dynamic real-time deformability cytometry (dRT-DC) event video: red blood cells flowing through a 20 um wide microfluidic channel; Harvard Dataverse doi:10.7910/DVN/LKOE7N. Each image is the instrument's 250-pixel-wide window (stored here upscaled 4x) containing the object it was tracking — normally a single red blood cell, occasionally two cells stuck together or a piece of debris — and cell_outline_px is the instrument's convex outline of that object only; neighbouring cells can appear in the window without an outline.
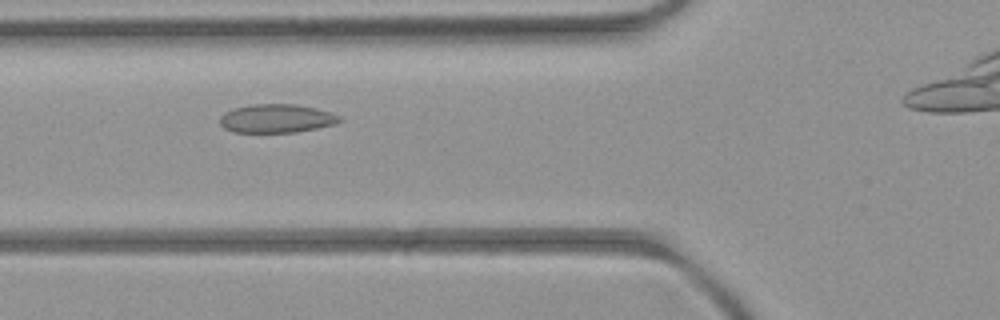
{"species": "common noctule bat (a hibernating species)", "species_latin": "Nyctalus noctula", "temperature_condition": "room temperature", "stored_images_in_passage": 8, "segment_of_instrument_passage": [1, 2], "camera_frame_rate_fps": 3000, "um_per_image_px": 0.085, "animal": {"sex": "female", "body_mass_g": 21.9}, "frame": {"image": 1, "passage_image": 4, "time_ms": 4.333, "image_size_px": [1000, 320], "cell_outline_px": [[344, 120], [336, 124], [296, 132], [232, 132], [224, 128], [220, 124], [220, 116], [224, 112], [232, 108], [248, 104], [296, 104], [316, 108], [340, 116]], "centroid_in_image_um": [23.48, 10.06], "position_along_channel_um": 102.3, "area_um2": 20.11}}
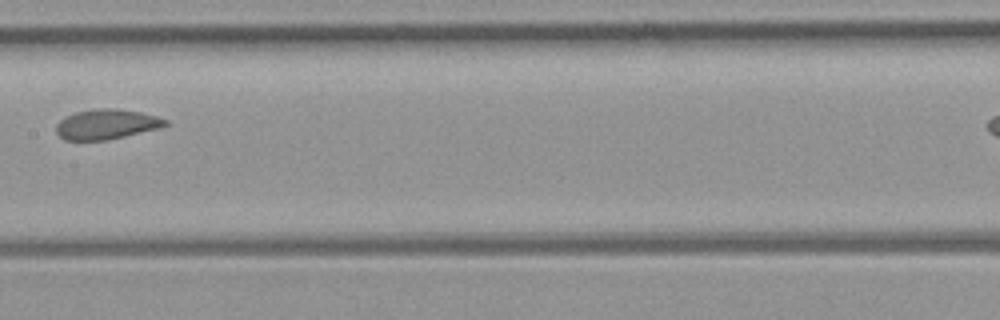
{"frame": {"image": 2, "passage_image": 6, "time_ms": 6.667, "image_size_px": [1000, 320], "cell_outline_px": [[168, 124], [160, 128], [108, 140], [64, 140], [56, 132], [56, 124], [60, 120], [76, 112], [96, 108], [116, 108], [140, 112], [156, 116], [168, 120]], "centroid_in_image_um": [9.06, 10.56], "position_along_channel_um": 198.3, "area_um2": 19.07}}
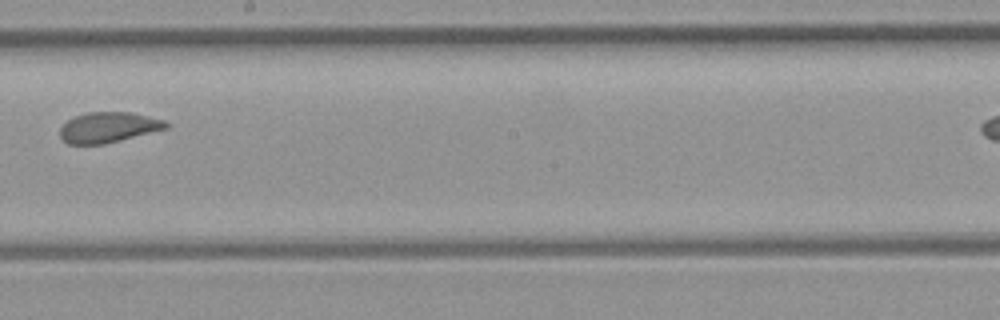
{"frame": {"image": 3, "passage_image": 7, "time_ms": 7.667, "image_size_px": [1000, 320], "cell_outline_px": [[168, 128], [104, 144], [68, 144], [60, 136], [60, 128], [68, 120], [76, 116], [88, 112], [132, 112], [164, 120], [168, 124]], "centroid_in_image_um": [9.21, 10.82], "position_along_channel_um": 239.0, "area_um2": 18.61}}